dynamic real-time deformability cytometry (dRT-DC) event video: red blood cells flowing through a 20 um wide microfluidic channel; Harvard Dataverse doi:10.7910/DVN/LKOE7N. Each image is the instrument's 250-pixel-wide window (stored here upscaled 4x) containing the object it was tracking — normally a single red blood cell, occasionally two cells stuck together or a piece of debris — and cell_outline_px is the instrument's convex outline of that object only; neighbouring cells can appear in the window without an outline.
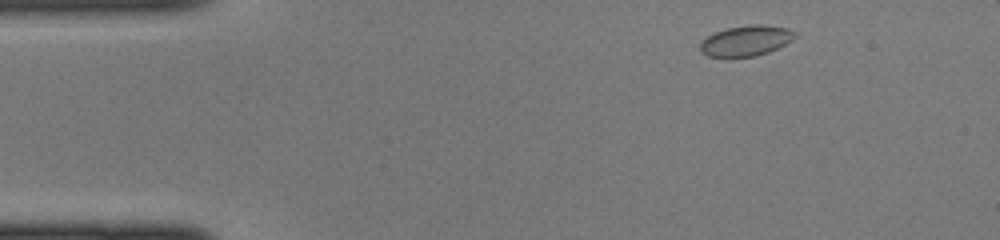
{"species": "common noctule bat (a hibernating species)", "species_latin": "Nyctalus noctula", "temperature_condition": "cold", "stored_images_in_passage": 40, "camera_frame_rate_fps": 3000, "um_per_image_px": 0.085, "animal": {"sex": "female", "body_mass_g": 22.0, "forearm_length_mm": 56.7}, "frame": {"image": 1, "passage_image": 2, "time_ms": 0.333, "image_size_px": [1000, 240], "cell_outline_px": [[800, 32], [792, 40], [768, 52], [756, 56], [708, 56], [700, 52], [700, 44], [708, 36], [716, 32], [728, 28], [752, 24], [760, 24], [788, 28]], "centroid_in_image_um": [63.46, 3.45], "position_along_channel_um": 21.5, "area_um2": 16.65}}
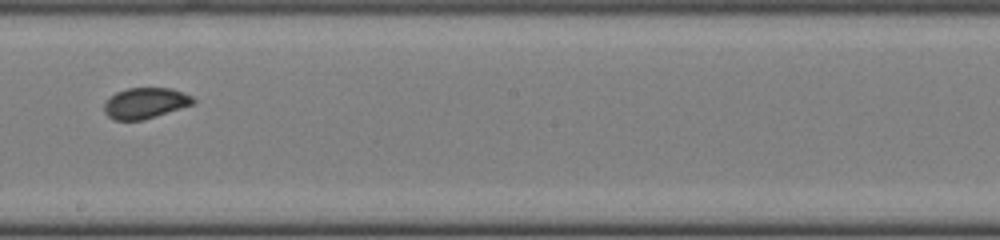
{"frame": {"image": 2, "passage_image": 21, "time_ms": 6.667, "image_size_px": [1000, 240], "cell_outline_px": [[196, 104], [144, 120], [112, 120], [104, 112], [104, 104], [116, 92], [128, 88], [172, 88], [192, 96], [196, 100]], "centroid_in_image_um": [12.39, 8.77], "position_along_channel_um": 235.8, "area_um2": 16.13}}
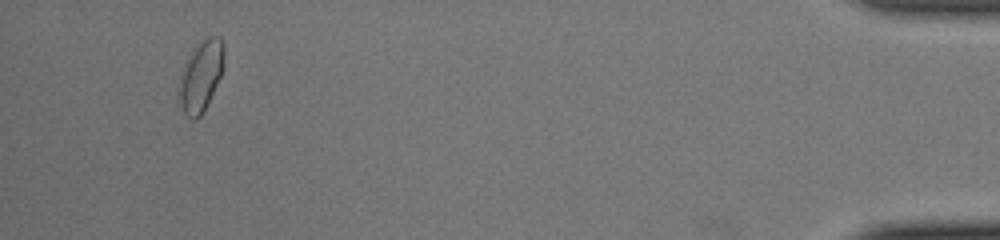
{"frame": {"image": 3, "passage_image": 38, "time_ms": 12.333, "image_size_px": [1000, 240], "cell_outline_px": [[224, 60], [220, 76], [200, 116], [196, 120], [192, 120], [184, 112], [180, 104], [180, 80], [196, 48], [208, 36], [220, 36], [224, 44]], "centroid_in_image_um": [17.13, 6.47], "position_along_channel_um": 418.1, "area_um2": 17.22}}